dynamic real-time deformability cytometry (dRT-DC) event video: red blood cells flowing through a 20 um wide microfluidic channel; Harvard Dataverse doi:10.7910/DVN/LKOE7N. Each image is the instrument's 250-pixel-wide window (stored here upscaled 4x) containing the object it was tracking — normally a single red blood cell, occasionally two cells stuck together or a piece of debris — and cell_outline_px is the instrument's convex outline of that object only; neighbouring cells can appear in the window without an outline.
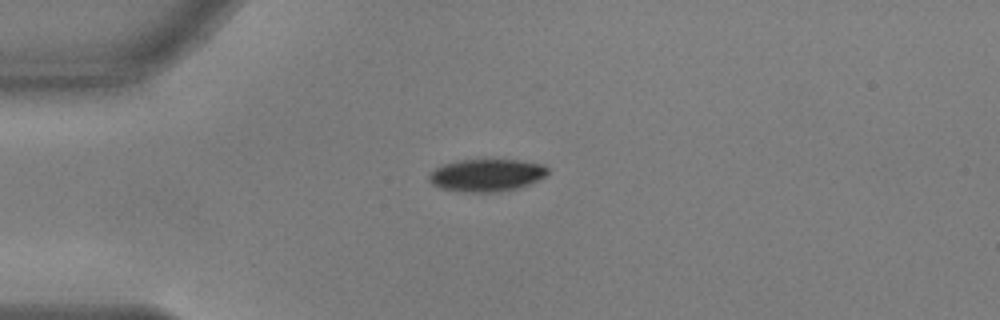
{"species": "common noctule bat (a hibernating species)", "species_latin": "Nyctalus noctula", "temperature_condition": "warm", "stored_images_in_passage": 42, "camera_frame_rate_fps": 3000, "um_per_image_px": 0.085, "animal": {"sex": "male", "body_mass_g": 17.9, "forearm_length_mm": 54.2}, "frame": {"image": 1, "passage_image": 1, "time_ms": 0.0, "image_size_px": [1000, 320], "cell_outline_px": [[548, 176], [520, 188], [496, 192], [464, 192], [440, 188], [432, 184], [428, 180], [428, 172], [440, 164], [456, 160], [524, 160], [544, 164], [548, 168]], "centroid_in_image_um": [41.35, 14.88], "position_along_channel_um": 43.6, "area_um2": 23.0}}
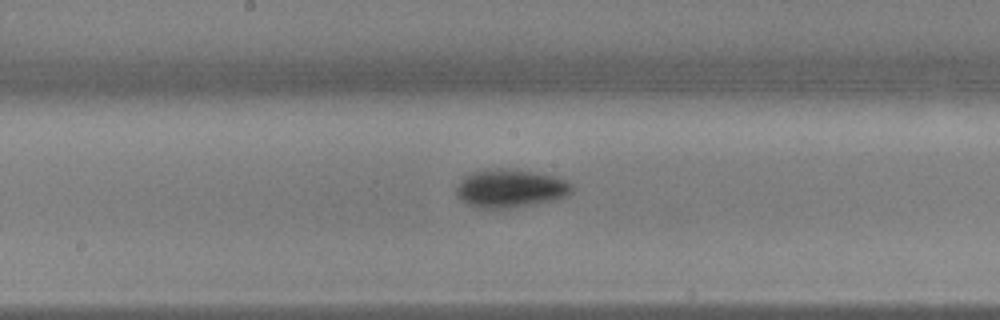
{"frame": {"image": 2, "passage_image": 16, "time_ms": 5.0, "image_size_px": [1000, 320], "cell_outline_px": [[576, 188], [572, 192], [556, 200], [536, 204], [508, 208], [476, 208], [460, 200], [456, 196], [456, 188], [460, 180], [464, 176], [472, 172], [496, 168], [512, 168], [552, 176], [564, 180], [572, 184]], "centroid_in_image_um": [43.36, 16.02], "position_along_channel_um": 204.8, "area_um2": 25.95}}
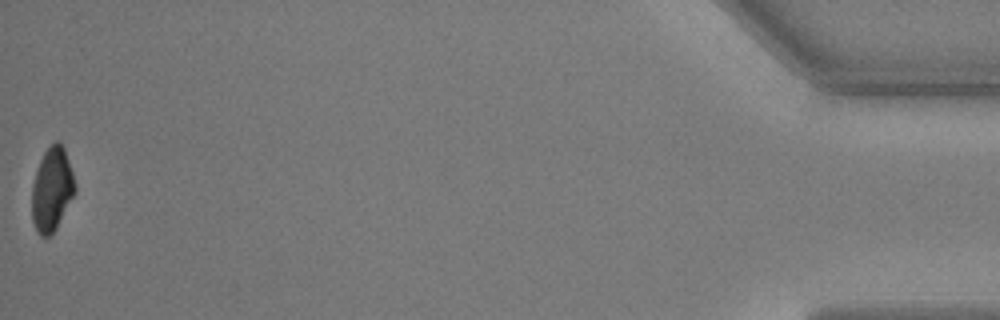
{"frame": {"image": 3, "passage_image": 42, "time_ms": 13.667, "image_size_px": [1000, 320], "cell_outline_px": [[76, 192], [56, 228], [48, 236], [40, 236], [32, 220], [32, 184], [40, 160], [44, 152], [56, 140], [64, 148], [76, 184]], "centroid_in_image_um": [4.42, 16.1], "position_along_channel_um": 430.8, "area_um2": 20.75}, "authors_computed_cell_mechanics": {"area_um2": 24.3627, "velocity_mm_per_s": 3.6803, "shape_relaxation_time_tau1_ms": 2.7413, "shape_relaxation_time_tau2_ms": null, "deformation_change_tau1": 0.1238, "deformation_change_tau2": null}}